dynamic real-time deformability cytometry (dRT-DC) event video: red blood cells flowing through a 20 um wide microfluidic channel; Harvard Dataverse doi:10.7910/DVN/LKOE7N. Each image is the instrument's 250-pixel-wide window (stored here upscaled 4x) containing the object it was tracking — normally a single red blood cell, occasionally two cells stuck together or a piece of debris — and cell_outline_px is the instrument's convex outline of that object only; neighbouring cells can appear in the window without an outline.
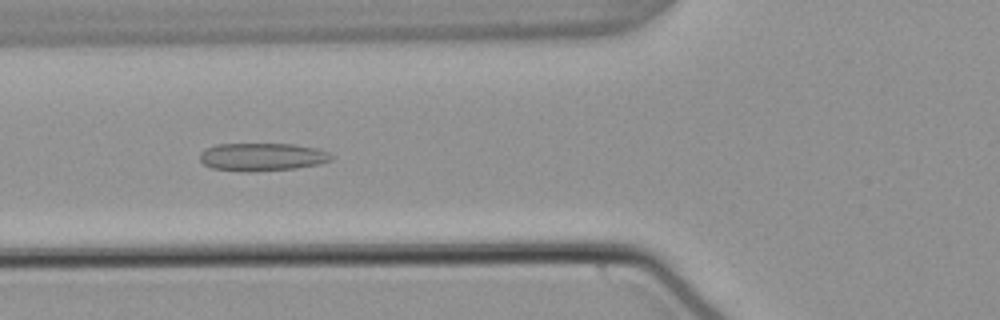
{"species": "common noctule bat (a hibernating species)", "species_latin": "Nyctalus noctula", "temperature_condition": "warm", "stored_images_in_passage": 42, "camera_frame_rate_fps": 3000, "um_per_image_px": 0.085, "animal": {"sex": "male", "body_mass_g": 21.5, "forearm_length_mm": 52.0}, "frame": {"image": 1, "passage_image": 13, "time_ms": 4.0, "image_size_px": [1000, 320], "cell_outline_px": [[332, 160], [320, 164], [296, 168], [248, 172], [212, 168], [204, 164], [200, 160], [200, 152], [216, 144], [292, 144], [316, 148], [328, 152], [332, 156]], "centroid_in_image_um": [22.29, 13.34], "position_along_channel_um": 103.5, "area_um2": 21.33}}
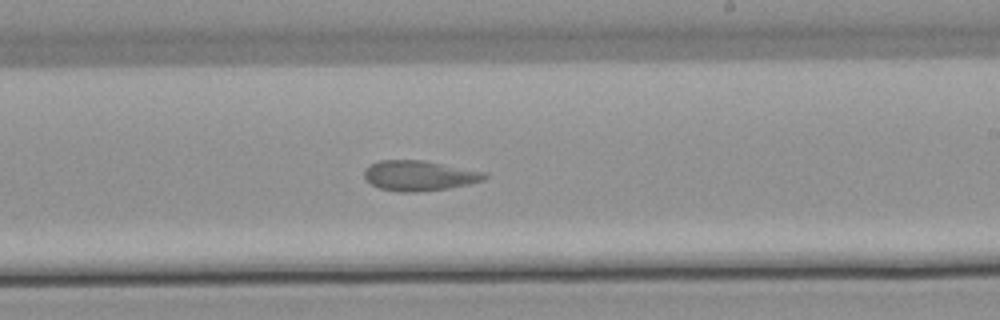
{"frame": {"image": 2, "passage_image": 25, "time_ms": 8.0, "image_size_px": [1000, 320], "cell_outline_px": [[488, 176], [484, 180], [468, 184], [448, 188], [416, 192], [396, 192], [380, 188], [372, 184], [364, 176], [364, 168], [368, 164], [380, 160], [424, 160], [488, 172]], "centroid_in_image_um": [35.64, 14.92], "position_along_channel_um": 253.4, "area_um2": 21.39}}
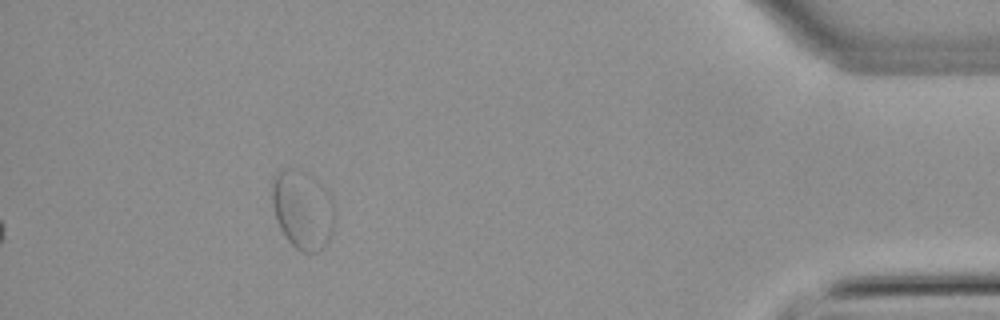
{"frame": {"image": 3, "passage_image": 42, "time_ms": 13.667, "image_size_px": [1000, 320], "cell_outline_px": [[336, 220], [332, 232], [324, 248], [316, 252], [300, 252], [288, 240], [280, 228], [276, 220], [272, 204], [272, 188], [276, 176], [280, 172], [288, 168], [296, 168], [304, 172], [316, 180], [328, 192], [332, 200], [336, 216]], "centroid_in_image_um": [25.75, 17.86], "position_along_channel_um": 409.4, "area_um2": 28.73}, "authors_computed_cell_mechanics": {"area_um2": 20.7213, "velocity_mm_per_s": 3.7597, "shape_relaxation_time_tau1_ms": null, "shape_relaxation_time_tau2_ms": 2.0357, "deformation_change_tau1": null, "deformation_change_tau2": 0.0659}}